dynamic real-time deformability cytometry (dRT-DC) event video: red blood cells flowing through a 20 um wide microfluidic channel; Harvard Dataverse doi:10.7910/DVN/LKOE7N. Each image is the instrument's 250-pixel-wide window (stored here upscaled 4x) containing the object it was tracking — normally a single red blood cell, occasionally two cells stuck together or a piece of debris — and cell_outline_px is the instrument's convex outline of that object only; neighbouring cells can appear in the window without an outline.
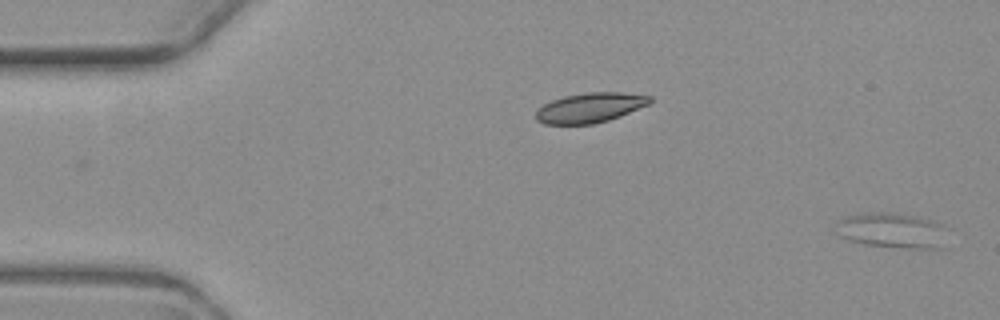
{"species": "common noctule bat (a hibernating species)", "species_latin": "Nyctalus noctula", "temperature_condition": "warm", "stored_images_in_passage": 5, "camera_frame_rate_fps": 3000, "um_per_image_px": 0.085, "animal": {"sex": "female", "body_mass_g": 19.3, "forearm_length_mm": 54.1}, "frame": {"image": 1, "passage_image": 1, "time_ms": 0.0, "image_size_px": [1000, 320], "cell_outline_px": [[952, 228], [944, 248], [908, 248], [864, 244], [848, 240], [840, 236], [836, 232], [836, 220], [844, 216], [860, 212], [896, 212], [920, 216], [944, 224]], "centroid_in_image_um": [75.92, 19.56], "position_along_channel_um": 9.1, "area_um2": 24.16}}